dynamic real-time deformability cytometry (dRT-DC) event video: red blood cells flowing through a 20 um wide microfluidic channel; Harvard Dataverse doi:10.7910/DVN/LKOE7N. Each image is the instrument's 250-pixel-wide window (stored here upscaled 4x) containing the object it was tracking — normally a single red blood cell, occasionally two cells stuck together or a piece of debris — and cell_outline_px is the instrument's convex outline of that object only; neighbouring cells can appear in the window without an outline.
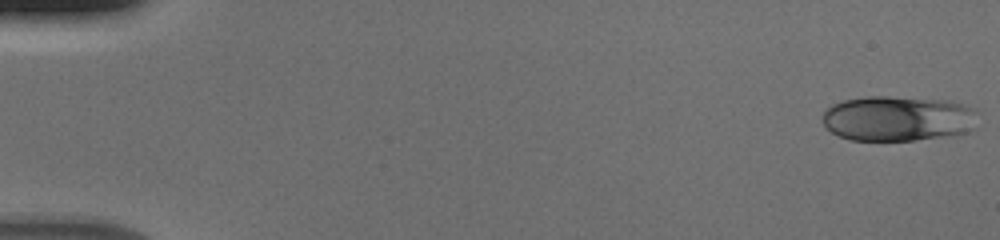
{"species": "human", "species_latin": "Homo sapiens", "temperature_condition": "cold", "stored_images_in_passage": 53, "camera_frame_rate_fps": 3000, "um_per_image_px": 0.085, "donor": {"sex": "male"}, "frame": {"image": 1, "passage_image": 1, "time_ms": 0.0, "image_size_px": [1000, 240], "cell_outline_px": [[980, 112], [972, 128], [968, 132], [956, 136], [916, 140], [848, 140], [832, 132], [824, 124], [820, 116], [832, 104], [844, 100], [868, 96], [888, 96], [952, 100], [976, 108]], "centroid_in_image_um": [76.39, 10.07], "position_along_channel_um": 8.6, "area_um2": 41.79}}
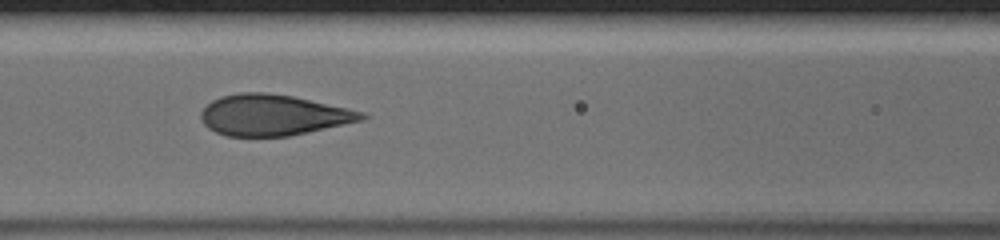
{"frame": {"image": 2, "passage_image": 24, "time_ms": 7.667, "image_size_px": [1000, 240], "cell_outline_px": [[368, 116], [364, 120], [308, 132], [288, 136], [224, 136], [208, 128], [204, 124], [200, 116], [200, 112], [212, 100], [220, 96], [240, 92], [264, 92], [292, 96], [348, 108], [364, 112]], "centroid_in_image_um": [23.2, 9.78], "position_along_channel_um": 143.4, "area_um2": 38.32}}
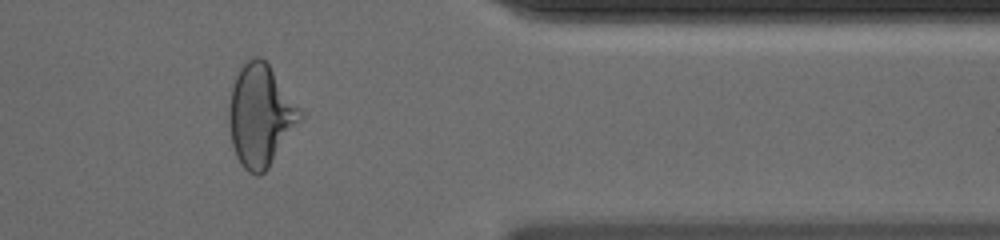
{"frame": {"image": 3, "passage_image": 44, "time_ms": 14.333, "image_size_px": [1000, 240], "cell_outline_px": [[304, 116], [268, 168], [260, 176], [256, 176], [248, 172], [240, 164], [236, 156], [232, 144], [228, 124], [228, 108], [232, 88], [236, 76], [240, 68], [252, 56], [260, 56], [268, 64], [304, 112]], "centroid_in_image_um": [22.14, 9.83], "position_along_channel_um": 389.3, "area_um2": 42.31}}